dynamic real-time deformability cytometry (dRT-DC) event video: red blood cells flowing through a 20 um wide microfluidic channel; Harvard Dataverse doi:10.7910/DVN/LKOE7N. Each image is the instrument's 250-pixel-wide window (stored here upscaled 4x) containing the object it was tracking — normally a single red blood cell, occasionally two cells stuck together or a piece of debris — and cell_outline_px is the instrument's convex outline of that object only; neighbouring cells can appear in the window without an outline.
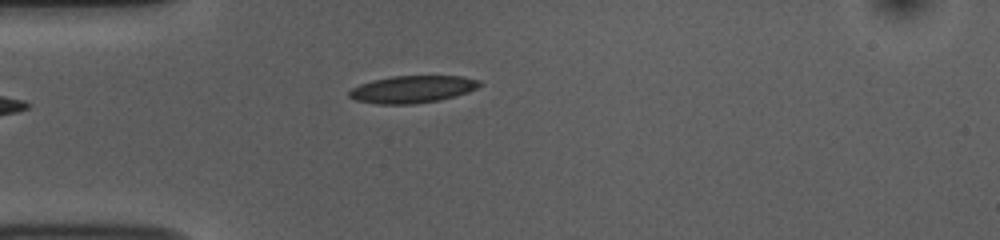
{"species": "common noctule bat (a hibernating species)", "species_latin": "Nyctalus noctula", "temperature_condition": "room temperature", "stored_images_in_passage": 37, "camera_frame_rate_fps": 3000, "um_per_image_px": 0.085, "animal": {"sex": "female", "body_mass_g": 10.0, "forearm_length_mm": 53.1}, "frame": {"image": 1, "passage_image": 1, "time_ms": 0.0, "image_size_px": [1000, 240], "cell_outline_px": [[484, 84], [468, 92], [440, 100], [412, 104], [376, 104], [356, 100], [348, 96], [348, 92], [352, 88], [360, 84], [372, 80], [392, 76], [464, 76], [480, 80]], "centroid_in_image_um": [35.07, 7.58], "position_along_channel_um": 49.9, "area_um2": 20.81}}
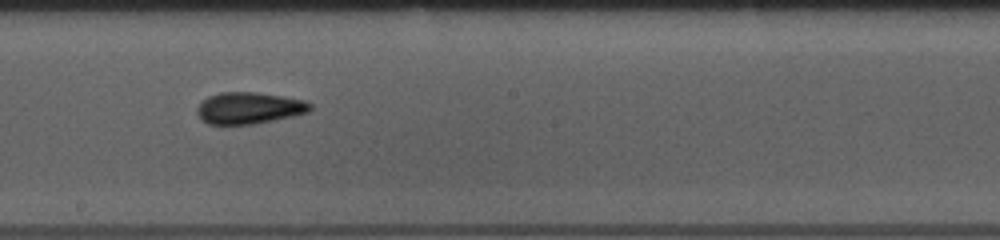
{"frame": {"image": 2, "passage_image": 16, "time_ms": 5.0, "image_size_px": [1000, 240], "cell_outline_px": [[312, 108], [308, 112], [292, 116], [252, 124], [208, 124], [200, 120], [196, 112], [196, 108], [208, 96], [220, 92], [256, 92], [304, 100], [312, 104]], "centroid_in_image_um": [21.13, 9.18], "position_along_channel_um": 227.1, "area_um2": 20.75}}
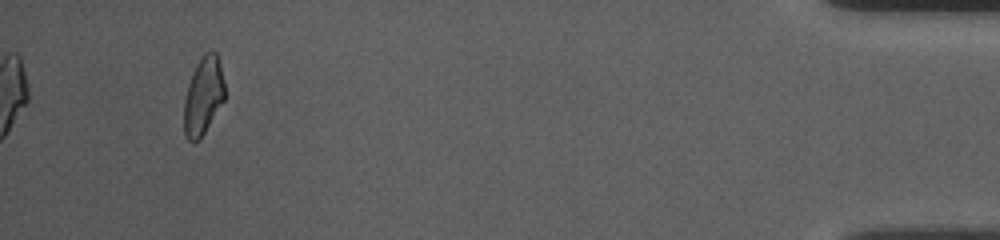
{"frame": {"image": 3, "passage_image": 37, "time_ms": 12.0, "image_size_px": [1000, 240], "cell_outline_px": [[224, 100], [200, 140], [192, 144], [184, 136], [184, 100], [188, 84], [192, 72], [196, 64], [204, 52], [216, 52], [220, 64], [224, 84]], "centroid_in_image_um": [17.26, 8.19], "position_along_channel_um": 417.9, "area_um2": 18.55}, "authors_computed_cell_mechanics": {"area_um2": 19.941, "velocity_mm_per_s": 3.7553, "shape_relaxation_time_tau1_ms": 4.3042, "shape_relaxation_time_tau2_ms": 2.37, "deformation_change_tau1": 0.1539, "deformation_change_tau2": 0.1098}}